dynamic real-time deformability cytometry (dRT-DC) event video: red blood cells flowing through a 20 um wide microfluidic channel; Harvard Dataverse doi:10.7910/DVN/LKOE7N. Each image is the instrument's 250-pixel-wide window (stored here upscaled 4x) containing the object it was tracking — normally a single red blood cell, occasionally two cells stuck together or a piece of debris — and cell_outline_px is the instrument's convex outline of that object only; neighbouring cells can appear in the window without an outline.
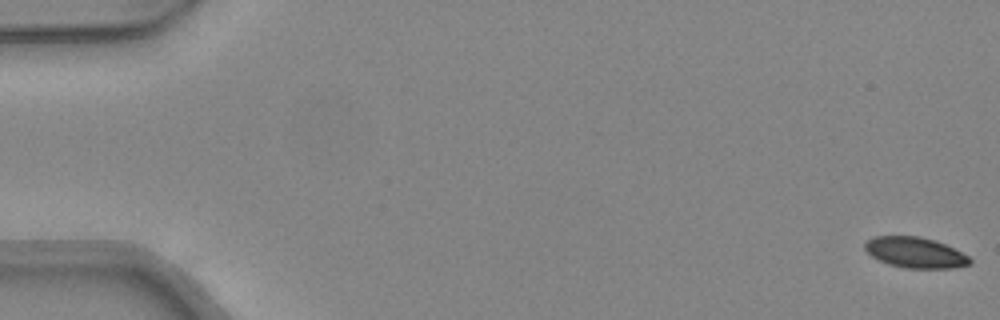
{"species": "common noctule bat (a hibernating species)", "species_latin": "Nyctalus noctula", "temperature_condition": "warm", "stored_images_in_passage": 40, "camera_frame_rate_fps": 3000, "um_per_image_px": 0.085, "animal": {"sex": "female", "body_mass_g": 24.6, "forearm_length_mm": 56.2}, "frame": {"image": 1, "passage_image": 1, "time_ms": 0.0, "image_size_px": [1000, 320], "cell_outline_px": [[972, 264], [956, 268], [904, 268], [888, 264], [872, 256], [864, 248], [864, 244], [872, 236], [920, 236], [936, 240], [968, 256], [972, 260]], "centroid_in_image_um": [77.8, 21.47], "position_along_channel_um": 7.2, "area_um2": 18.79}}
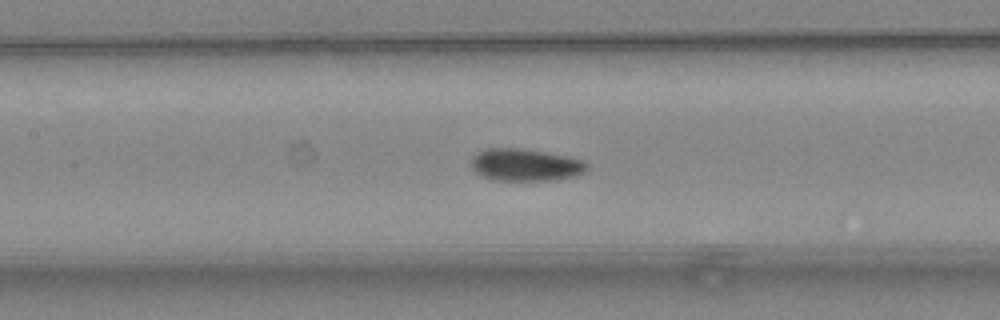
{"frame": {"image": 2, "passage_image": 23, "time_ms": 7.333, "image_size_px": [1000, 320], "cell_outline_px": [[588, 168], [584, 172], [576, 176], [556, 180], [492, 180], [480, 176], [472, 168], [472, 156], [476, 152], [488, 148], [520, 148], [568, 156], [584, 160], [588, 164]], "centroid_in_image_um": [44.66, 14.02], "position_along_channel_um": 162.7, "area_um2": 21.96}}
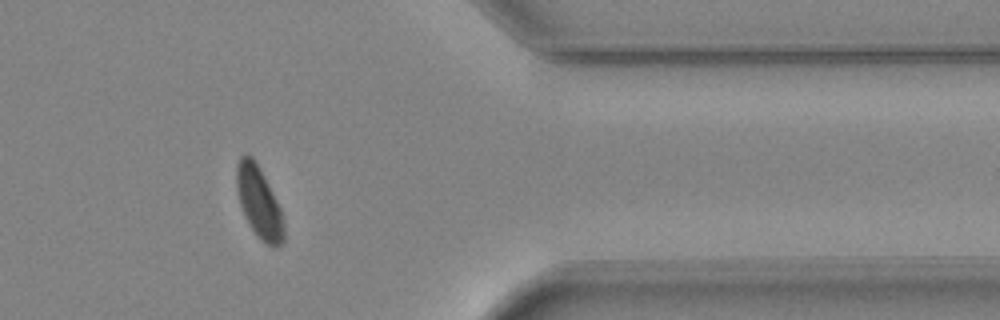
{"frame": {"image": 3, "passage_image": 40, "time_ms": 13.0, "image_size_px": [1000, 320], "cell_outline_px": [[284, 240], [280, 244], [272, 248], [260, 240], [256, 236], [244, 216], [240, 204], [236, 188], [236, 164], [240, 156], [244, 152], [252, 156], [260, 168], [280, 208], [284, 224]], "centroid_in_image_um": [21.99, 17.19], "position_along_channel_um": 389.4, "area_um2": 19.83}, "authors_computed_cell_mechanics": {"area_um2": 21.1259, "velocity_mm_per_s": 4.3332, "shape_relaxation_time_tau1_ms": 3.8073, "shape_relaxation_time_tau2_ms": 4.5353, "deformation_change_tau1": 0.1276, "deformation_change_tau2": 0.0511}}